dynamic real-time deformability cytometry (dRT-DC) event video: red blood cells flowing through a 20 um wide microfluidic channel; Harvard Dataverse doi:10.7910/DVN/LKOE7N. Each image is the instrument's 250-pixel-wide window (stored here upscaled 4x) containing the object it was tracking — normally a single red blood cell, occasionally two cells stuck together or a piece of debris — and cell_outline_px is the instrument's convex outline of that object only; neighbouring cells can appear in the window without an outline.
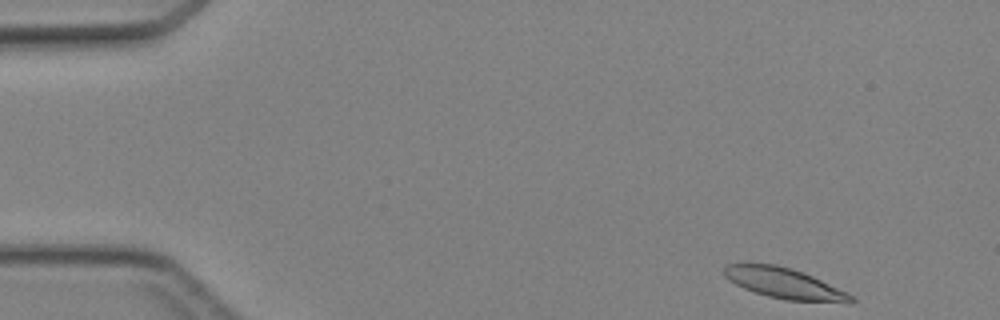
{"species": "Egyptian fruit bat (a non-hibernating species)", "species_latin": "Rousettus aegyptiacus", "temperature_condition": "cold", "stored_images_in_passage": 43, "camera_frame_rate_fps": 3000, "um_per_image_px": 0.085, "animal": {"sex": "female"}, "frame": {"image": 1, "passage_image": 1, "time_ms": 0.0, "image_size_px": [1000, 320], "cell_outline_px": [[856, 300], [852, 304], [784, 300], [768, 296], [744, 288], [728, 280], [724, 276], [724, 264], [776, 264], [792, 268], [804, 272], [848, 292]], "centroid_in_image_um": [66.74, 24.1], "position_along_channel_um": 18.3, "area_um2": 22.95}}
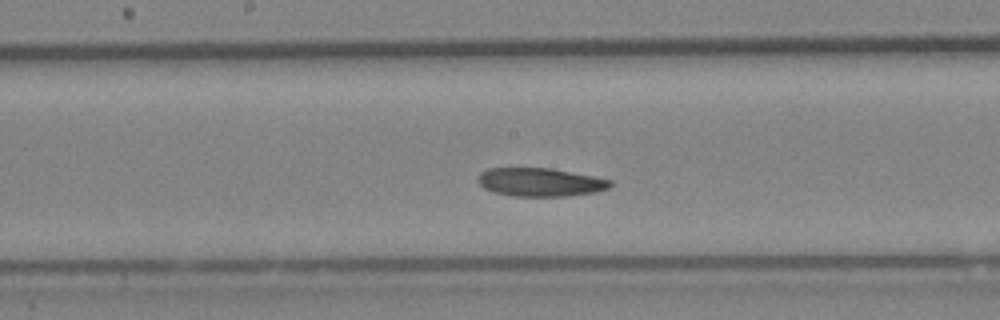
{"frame": {"image": 2, "passage_image": 21, "time_ms": 6.667, "image_size_px": [1000, 320], "cell_outline_px": [[612, 184], [608, 188], [596, 192], [564, 196], [512, 196], [492, 192], [484, 188], [476, 180], [480, 172], [488, 168], [548, 168], [592, 176], [612, 180]], "centroid_in_image_um": [45.87, 15.49], "position_along_channel_um": 202.3, "area_um2": 21.85}}
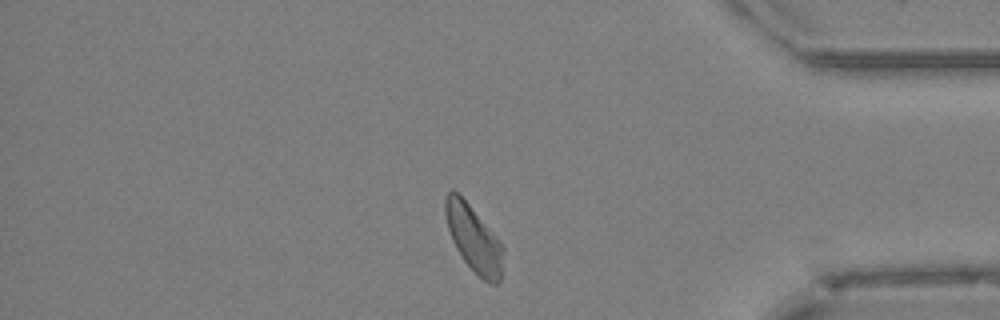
{"frame": {"image": 3, "passage_image": 36, "time_ms": 11.667, "image_size_px": [1000, 320], "cell_outline_px": [[504, 248], [500, 280], [496, 284], [492, 284], [484, 280], [464, 260], [456, 248], [452, 240], [448, 228], [444, 212], [444, 196], [448, 192], [456, 192], [468, 204], [496, 236]], "centroid_in_image_um": [40.25, 20.29], "position_along_channel_um": 394.9, "area_um2": 21.79}}